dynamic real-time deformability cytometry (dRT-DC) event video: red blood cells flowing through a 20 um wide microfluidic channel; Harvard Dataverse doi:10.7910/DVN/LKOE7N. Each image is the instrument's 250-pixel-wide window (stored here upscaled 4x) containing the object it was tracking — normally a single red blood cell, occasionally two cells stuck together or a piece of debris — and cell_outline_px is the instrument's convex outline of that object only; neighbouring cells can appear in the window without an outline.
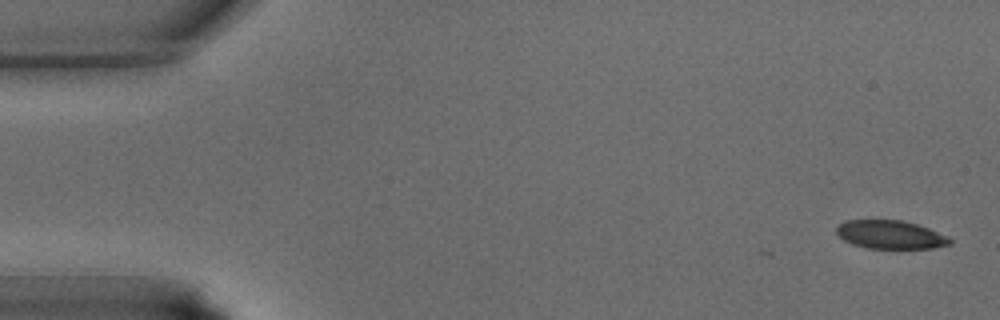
{"species": "common noctule bat (a hibernating species)", "species_latin": "Nyctalus noctula", "temperature_condition": "warm", "stored_images_in_passage": 7, "camera_frame_rate_fps": 3000, "um_per_image_px": 0.085, "animal": {"sex": "male", "body_mass_g": 15.6}, "frame": {"image": 1, "passage_image": 1, "time_ms": 0.0, "image_size_px": [1000, 320], "cell_outline_px": [[952, 244], [932, 248], [868, 248], [852, 244], [844, 240], [836, 232], [836, 224], [844, 220], [904, 220], [928, 228], [948, 236], [952, 240]], "centroid_in_image_um": [75.67, 19.93], "position_along_channel_um": 9.3, "area_um2": 18.84}}